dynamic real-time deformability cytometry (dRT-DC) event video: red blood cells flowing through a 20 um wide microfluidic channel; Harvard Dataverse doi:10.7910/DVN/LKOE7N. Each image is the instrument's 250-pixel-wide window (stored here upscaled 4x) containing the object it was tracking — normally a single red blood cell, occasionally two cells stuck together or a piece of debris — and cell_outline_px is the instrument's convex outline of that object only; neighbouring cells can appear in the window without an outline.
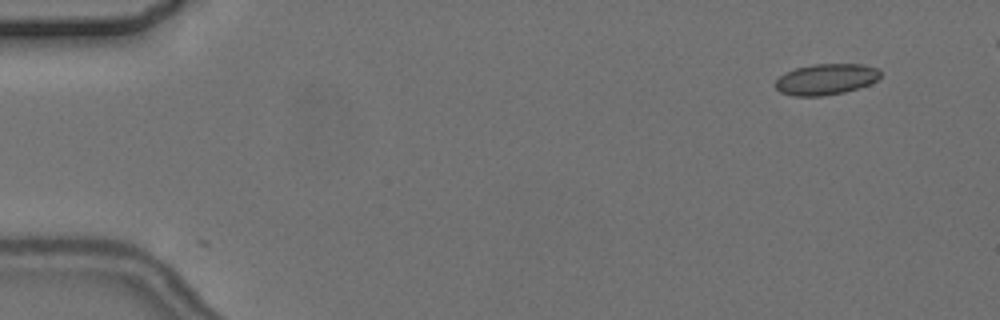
{"species": "common noctule bat (a hibernating species)", "species_latin": "Nyctalus noctula", "temperature_condition": "cold", "stored_images_in_passage": 5, "camera_frame_rate_fps": 3000, "um_per_image_px": 0.085, "animal": {"sex": "female", "body_mass_g": 24.6, "forearm_length_mm": 56.2}, "frame": {"image": 1, "passage_image": 2, "time_ms": 1.0, "image_size_px": [1000, 320], "cell_outline_px": [[880, 76], [876, 80], [868, 84], [844, 92], [824, 96], [792, 96], [780, 92], [772, 84], [784, 72], [796, 68], [812, 64], [864, 64], [876, 68], [880, 72]], "centroid_in_image_um": [70.15, 6.74], "position_along_channel_um": 14.9, "area_um2": 19.02}}